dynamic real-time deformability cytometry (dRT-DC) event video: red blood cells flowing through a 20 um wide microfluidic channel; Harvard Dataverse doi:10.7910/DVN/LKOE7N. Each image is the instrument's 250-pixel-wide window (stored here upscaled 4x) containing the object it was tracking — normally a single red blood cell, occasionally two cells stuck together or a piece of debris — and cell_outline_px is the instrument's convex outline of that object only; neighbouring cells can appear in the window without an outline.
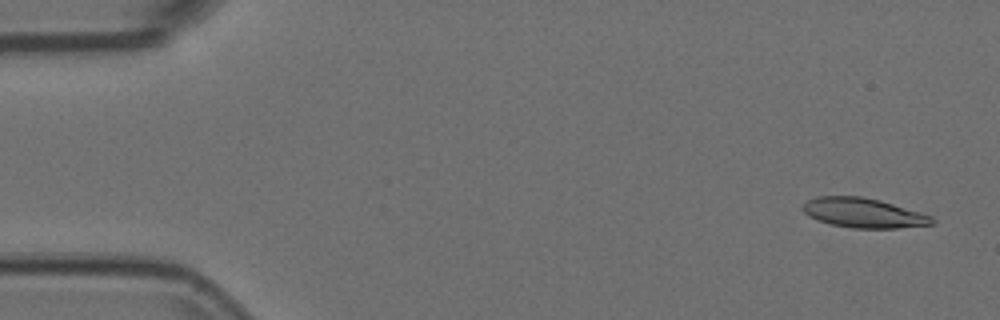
{"species": "Egyptian fruit bat (a non-hibernating species)", "species_latin": "Rousettus aegyptiacus", "temperature_condition": "room temperature", "stored_images_in_passage": 4, "camera_frame_rate_fps": 3000, "um_per_image_px": 0.085, "animal": {"sex": "female"}, "frame": {"image": 1, "passage_image": 1, "time_ms": 0.0, "image_size_px": [1000, 320], "cell_outline_px": [[936, 224], [896, 228], [852, 228], [832, 224], [808, 216], [800, 208], [808, 200], [816, 196], [864, 196], [880, 200], [920, 212], [932, 216], [936, 220]], "centroid_in_image_um": [73.41, 18.09], "position_along_channel_um": 11.6, "area_um2": 22.37}}